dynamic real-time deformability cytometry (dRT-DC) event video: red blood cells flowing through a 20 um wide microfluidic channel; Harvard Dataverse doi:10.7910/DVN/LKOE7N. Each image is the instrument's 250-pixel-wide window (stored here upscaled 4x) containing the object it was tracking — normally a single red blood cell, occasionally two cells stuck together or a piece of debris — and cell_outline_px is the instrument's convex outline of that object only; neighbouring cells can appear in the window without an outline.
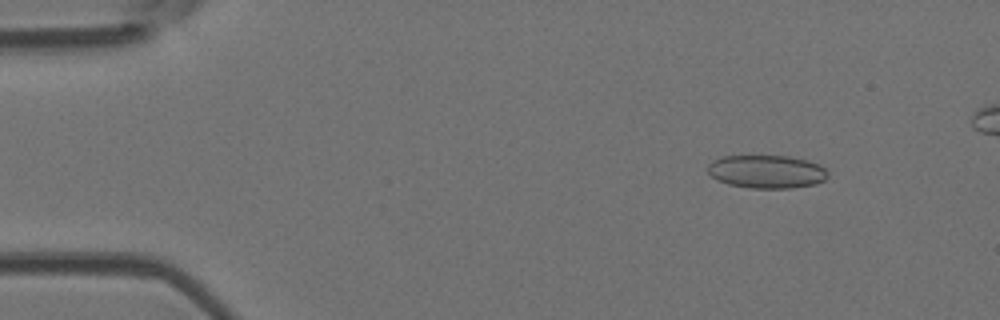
{"species": "Egyptian fruit bat (a non-hibernating species)", "species_latin": "Rousettus aegyptiacus", "temperature_condition": "room temperature", "stored_images_in_passage": 49, "camera_frame_rate_fps": 3000, "um_per_image_px": 0.085, "animal": {"sex": "female"}, "frame": {"image": 1, "passage_image": 6, "time_ms": 1.667, "image_size_px": [1000, 320], "cell_outline_px": [[828, 176], [824, 180], [816, 184], [792, 188], [752, 188], [728, 184], [716, 180], [708, 172], [708, 164], [712, 160], [724, 156], [788, 156], [808, 160], [824, 168], [828, 172]], "centroid_in_image_um": [65.16, 14.59], "position_along_channel_um": 19.8, "area_um2": 23.24}}
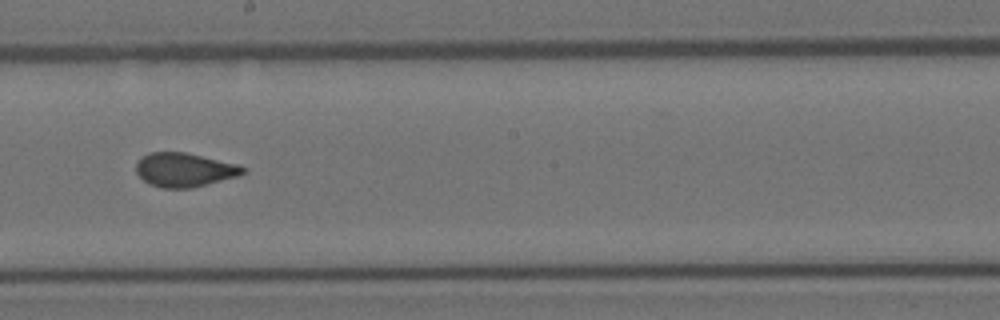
{"frame": {"image": 2, "passage_image": 29, "time_ms": 9.333, "image_size_px": [1000, 320], "cell_outline_px": [[248, 168], [240, 176], [192, 188], [160, 188], [148, 184], [136, 172], [136, 160], [140, 156], [148, 152], [184, 152], [240, 164]], "centroid_in_image_um": [15.68, 14.43], "position_along_channel_um": 232.5, "area_um2": 21.56}}
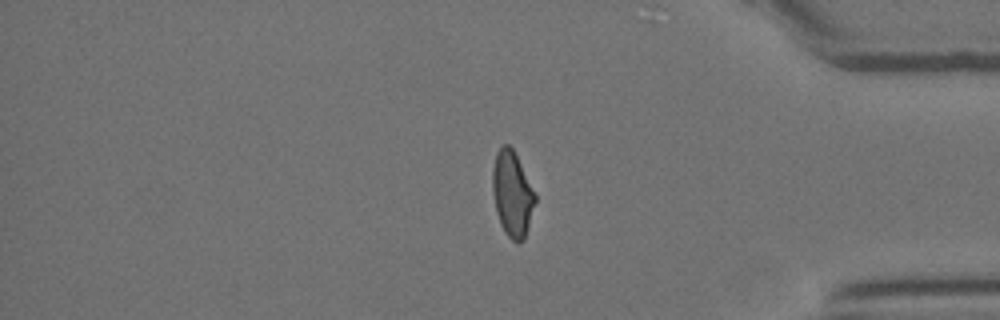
{"frame": {"image": 3, "passage_image": 43, "time_ms": 14.0, "image_size_px": [1000, 320], "cell_outline_px": [[536, 200], [524, 240], [516, 244], [504, 232], [500, 224], [496, 212], [492, 192], [492, 168], [496, 152], [504, 144], [508, 144], [512, 148], [536, 196]], "centroid_in_image_um": [43.51, 16.52], "position_along_channel_um": 391.7, "area_um2": 21.04}}